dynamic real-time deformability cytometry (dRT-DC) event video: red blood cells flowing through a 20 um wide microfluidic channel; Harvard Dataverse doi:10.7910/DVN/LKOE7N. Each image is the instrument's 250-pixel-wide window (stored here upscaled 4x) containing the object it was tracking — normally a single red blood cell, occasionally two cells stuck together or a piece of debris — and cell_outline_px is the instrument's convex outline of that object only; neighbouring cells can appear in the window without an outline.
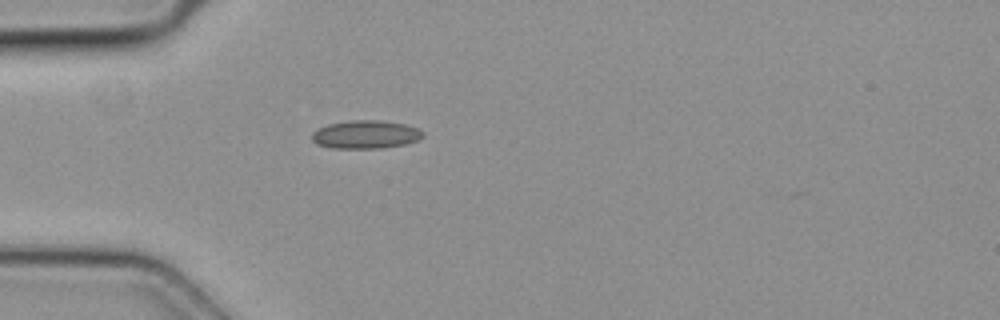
{"species": "common noctule bat (a hibernating species)", "species_latin": "Nyctalus noctula", "temperature_condition": "cold", "stored_images_in_passage": 1, "camera_frame_rate_fps": 3000, "um_per_image_px": 0.085, "animal": {"sex": "female", "body_mass_g": 19.3, "forearm_length_mm": 54.1}, "frame": {"image": 1, "passage_image": 1, "time_ms": 0.0, "image_size_px": [1000, 320], "cell_outline_px": [[424, 136], [420, 140], [404, 144], [380, 148], [332, 148], [316, 144], [312, 140], [312, 132], [328, 124], [352, 120], [380, 120], [404, 124], [416, 128], [424, 132]], "centroid_in_image_um": [31.09, 11.43], "position_along_channel_um": 53.9, "area_um2": 18.21}}